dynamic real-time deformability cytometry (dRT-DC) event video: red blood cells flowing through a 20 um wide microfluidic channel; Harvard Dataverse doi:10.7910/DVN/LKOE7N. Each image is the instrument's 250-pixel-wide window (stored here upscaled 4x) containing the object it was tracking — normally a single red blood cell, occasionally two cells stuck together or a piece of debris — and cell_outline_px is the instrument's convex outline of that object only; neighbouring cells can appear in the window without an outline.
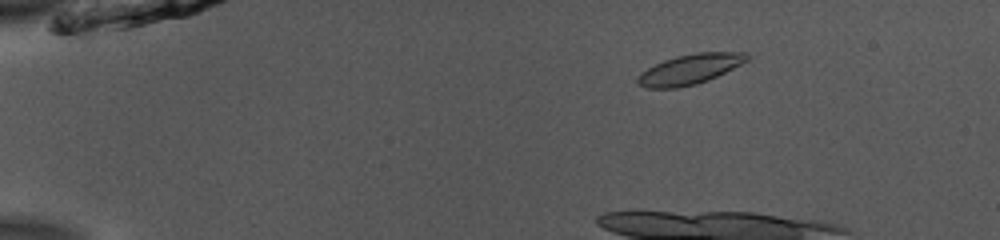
{"species": "common noctule bat (a hibernating species)", "species_latin": "Nyctalus noctula", "temperature_condition": "room temperature", "stored_images_in_passage": 11, "camera_frame_rate_fps": 3000, "um_per_image_px": 0.085, "animal": {"sex": "male", "body_mass_g": 13.0, "forearm_length_mm": 53.1}, "frame": {"image": 1, "passage_image": 7, "time_ms": 2.0, "image_size_px": [1000, 240], "cell_outline_px": [[748, 60], [708, 80], [696, 84], [676, 88], [644, 88], [636, 84], [636, 76], [640, 72], [664, 60], [676, 56], [696, 52], [748, 52]], "centroid_in_image_um": [58.58, 5.89], "position_along_channel_um": 26.4, "area_um2": 19.13}}